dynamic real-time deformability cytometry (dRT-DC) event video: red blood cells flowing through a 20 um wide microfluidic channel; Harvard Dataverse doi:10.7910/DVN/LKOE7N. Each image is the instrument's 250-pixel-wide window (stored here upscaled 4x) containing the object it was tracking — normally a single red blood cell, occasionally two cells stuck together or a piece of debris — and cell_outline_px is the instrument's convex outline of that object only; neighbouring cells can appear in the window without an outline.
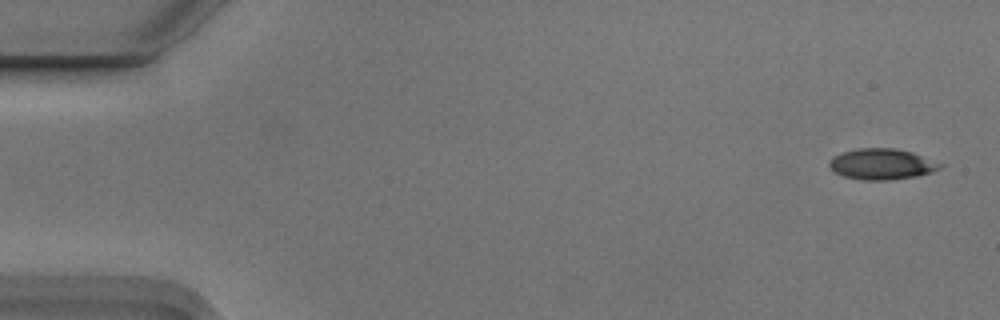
{"species": "Egyptian fruit bat (a non-hibernating species)", "species_latin": "Rousettus aegyptiacus", "temperature_condition": "cold", "stored_images_in_passage": 6, "camera_frame_rate_fps": 3000, "um_per_image_px": 0.085, "animal": {"sex": "male"}, "frame": {"image": 1, "passage_image": 1, "time_ms": 0.0, "image_size_px": [1000, 320], "cell_outline_px": [[944, 164], [940, 168], [932, 172], [916, 176], [888, 180], [864, 180], [844, 176], [836, 172], [828, 164], [828, 160], [832, 156], [844, 152], [860, 148], [896, 148], [912, 152]], "centroid_in_image_um": [74.96, 13.94], "position_along_channel_um": 10.0, "area_um2": 19.83}}